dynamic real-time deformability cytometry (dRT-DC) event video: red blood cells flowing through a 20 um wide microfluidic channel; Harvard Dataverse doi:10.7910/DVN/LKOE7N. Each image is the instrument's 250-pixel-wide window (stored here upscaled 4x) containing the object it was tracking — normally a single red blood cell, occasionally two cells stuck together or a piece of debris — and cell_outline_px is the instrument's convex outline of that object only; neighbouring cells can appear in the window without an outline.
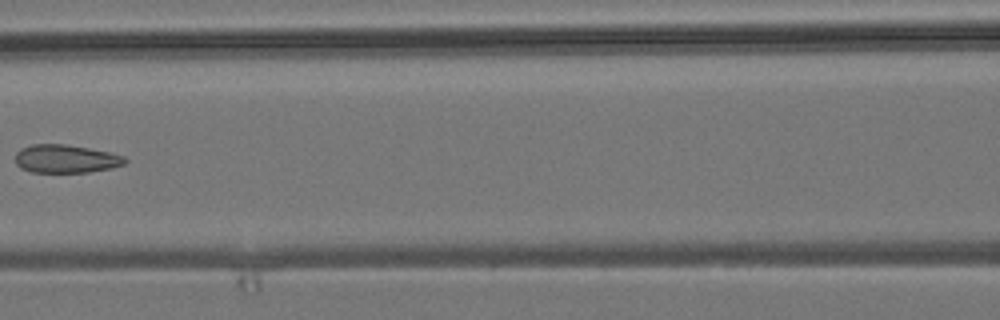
{"species": "common noctule bat (a hibernating species)", "species_latin": "Nyctalus noctula", "temperature_condition": "room temperature", "stored_images_in_passage": 7, "camera_frame_rate_fps": 3000, "um_per_image_px": 0.085, "animal": {"sex": "male", "body_mass_g": 19.2, "forearm_length_mm": 51.8}, "frame": {"image": 1, "passage_image": 6, "time_ms": 6.0, "image_size_px": [1000, 320], "cell_outline_px": [[128, 160], [124, 164], [112, 168], [88, 172], [32, 172], [20, 168], [16, 164], [16, 152], [20, 148], [32, 144], [68, 144], [108, 152], [124, 156]], "centroid_in_image_um": [5.58, 13.49], "position_along_channel_um": 161.0, "area_um2": 18.09}}
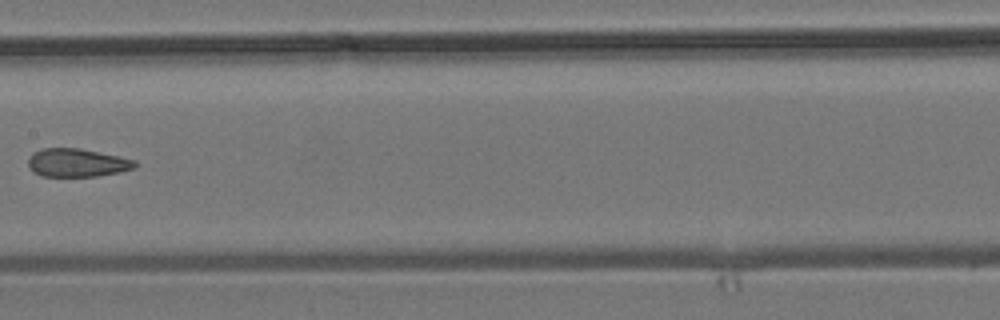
{"frame": {"image": 2, "passage_image": 7, "time_ms": 7.0, "image_size_px": [1000, 320], "cell_outline_px": [[136, 168], [120, 172], [96, 176], [40, 176], [32, 172], [28, 168], [28, 160], [32, 152], [40, 148], [80, 148], [120, 156], [136, 160]], "centroid_in_image_um": [6.53, 13.83], "position_along_channel_um": 200.9, "area_um2": 17.86}}